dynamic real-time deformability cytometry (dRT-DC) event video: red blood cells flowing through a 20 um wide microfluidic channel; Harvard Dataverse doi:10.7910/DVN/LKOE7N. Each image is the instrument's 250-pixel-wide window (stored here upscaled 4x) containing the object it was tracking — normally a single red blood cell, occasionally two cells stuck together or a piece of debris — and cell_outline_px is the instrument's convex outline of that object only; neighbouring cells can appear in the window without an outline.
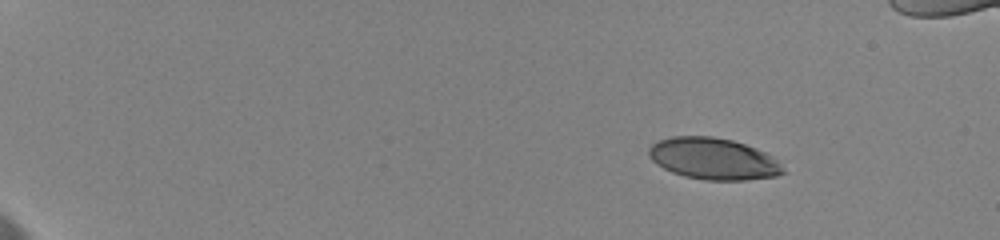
{"species": "human", "species_latin": "Homo sapiens", "temperature_condition": "cold", "stored_images_in_passage": 14, "camera_frame_rate_fps": 3000, "um_per_image_px": 0.085, "donor": {"sex": "female"}, "frame": {"image": 1, "passage_image": 1, "time_ms": 0.0, "image_size_px": [1000, 240], "cell_outline_px": [[788, 172], [776, 176], [744, 180], [708, 180], [684, 176], [672, 172], [656, 164], [648, 156], [648, 148], [652, 144], [660, 140], [672, 136], [712, 136], [732, 140], [756, 148], [772, 156]], "centroid_in_image_um": [60.63, 13.49], "position_along_channel_um": 24.4, "area_um2": 32.54}}
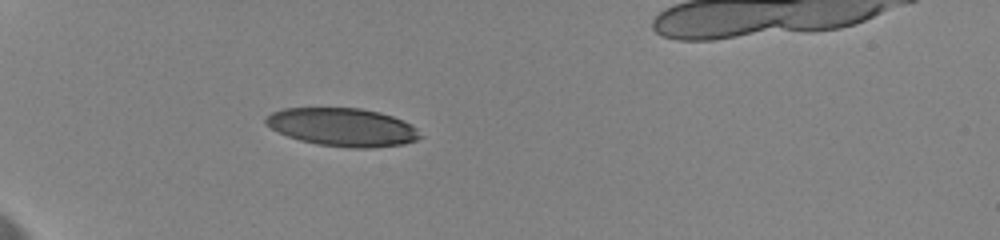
{"frame": {"image": 2, "passage_image": 9, "time_ms": 4.0, "image_size_px": [1000, 240], "cell_outline_px": [[424, 136], [416, 140], [404, 144], [372, 148], [352, 148], [316, 144], [300, 140], [288, 136], [264, 124], [264, 120], [272, 112], [284, 108], [360, 108], [380, 112], [392, 116], [412, 124]], "centroid_in_image_um": [29.15, 10.81], "position_along_channel_um": 55.8, "area_um2": 34.39}}
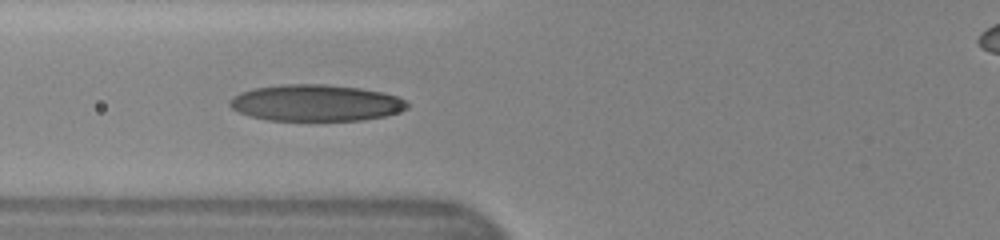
{"frame": {"image": 3, "passage_image": 13, "time_ms": 6.0, "image_size_px": [1000, 240], "cell_outline_px": [[408, 108], [400, 112], [384, 116], [364, 120], [268, 120], [252, 116], [240, 112], [232, 108], [228, 104], [228, 100], [232, 96], [240, 92], [256, 88], [284, 84], [328, 84], [360, 88], [380, 92], [396, 96], [404, 100], [408, 104]], "centroid_in_image_um": [26.84, 8.74], "position_along_channel_um": 99.0, "area_um2": 37.63}}